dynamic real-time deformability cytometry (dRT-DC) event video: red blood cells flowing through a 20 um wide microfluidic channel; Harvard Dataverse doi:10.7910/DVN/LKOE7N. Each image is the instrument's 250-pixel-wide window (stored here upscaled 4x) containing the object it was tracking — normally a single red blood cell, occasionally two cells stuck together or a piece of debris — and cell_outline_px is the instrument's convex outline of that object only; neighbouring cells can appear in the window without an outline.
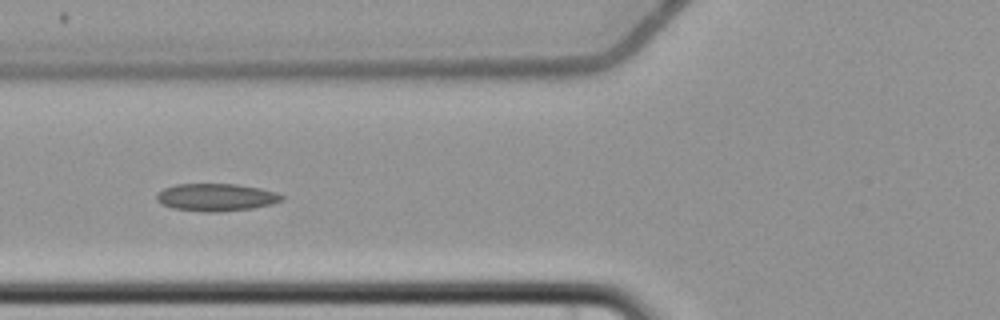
{"species": "common noctule bat (a hibernating species)", "species_latin": "Nyctalus noctula", "temperature_condition": "cold", "stored_images_in_passage": 9, "camera_frame_rate_fps": 3000, "um_per_image_px": 0.085, "animal": {"sex": "female", "body_mass_g": 22.7, "forearm_length_mm": 54.2}, "frame": {"image": 1, "passage_image": 6, "time_ms": 6.667, "image_size_px": [1000, 320], "cell_outline_px": [[284, 200], [272, 204], [252, 208], [220, 212], [204, 212], [172, 208], [160, 204], [156, 200], [156, 192], [164, 188], [176, 184], [236, 184], [260, 188], [276, 192], [284, 196]], "centroid_in_image_um": [18.35, 16.77], "position_along_channel_um": 107.5, "area_um2": 20.29}}
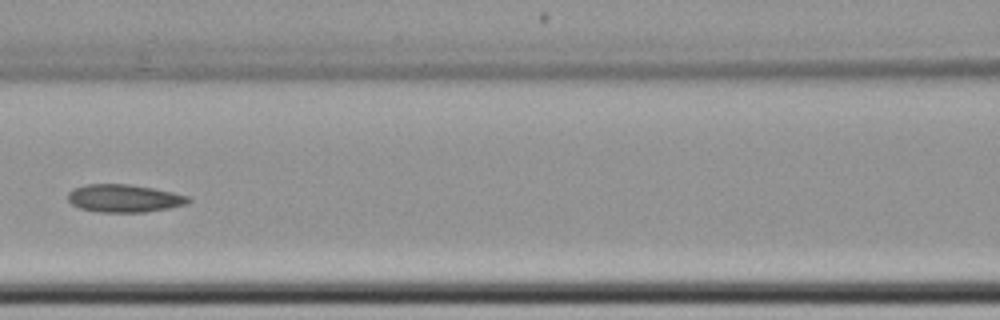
{"frame": {"image": 2, "passage_image": 7, "time_ms": 8.0, "image_size_px": [1000, 320], "cell_outline_px": [[192, 200], [184, 204], [168, 208], [144, 212], [100, 212], [80, 208], [72, 204], [68, 200], [68, 192], [72, 188], [84, 184], [128, 184], [152, 188], [172, 192], [188, 196]], "centroid_in_image_um": [10.51, 16.85], "position_along_channel_um": 156.1, "area_um2": 19.42}}
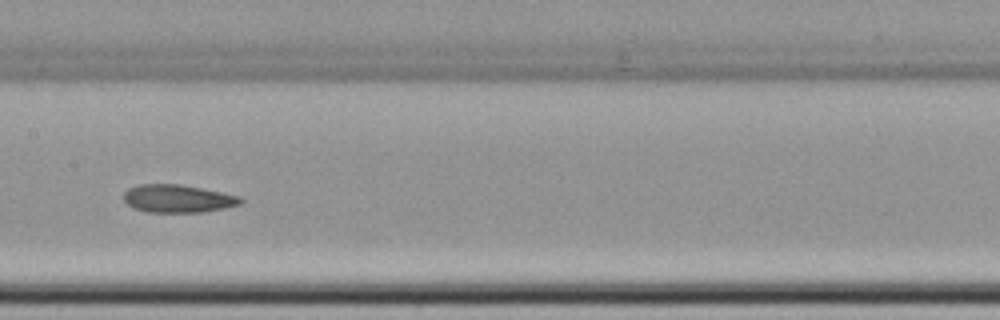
{"frame": {"image": 3, "passage_image": 8, "time_ms": 9.0, "image_size_px": [1000, 320], "cell_outline_px": [[244, 200], [240, 204], [224, 208], [204, 212], [148, 212], [132, 208], [124, 200], [124, 192], [128, 188], [140, 184], [180, 184], [240, 196]], "centroid_in_image_um": [15.1, 16.88], "position_along_channel_um": 192.3, "area_um2": 18.96}}